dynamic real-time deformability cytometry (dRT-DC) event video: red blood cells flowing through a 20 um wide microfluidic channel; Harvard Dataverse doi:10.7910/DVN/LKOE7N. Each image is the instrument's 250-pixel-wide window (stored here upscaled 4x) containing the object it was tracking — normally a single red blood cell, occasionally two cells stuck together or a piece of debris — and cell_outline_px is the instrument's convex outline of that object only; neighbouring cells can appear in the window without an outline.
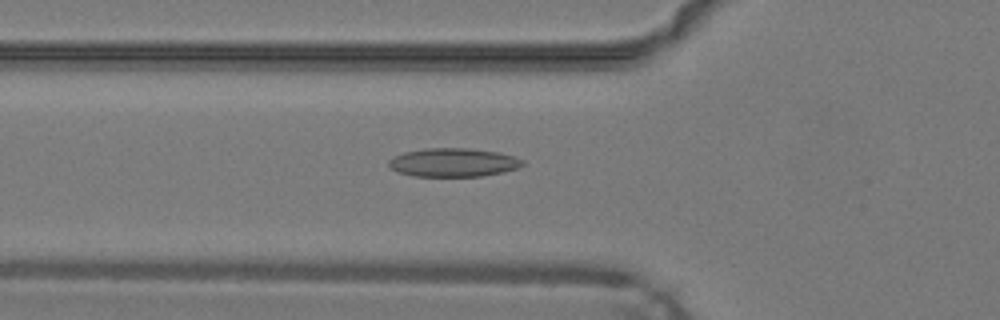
{"species": "common noctule bat (a hibernating species)", "species_latin": "Nyctalus noctula", "temperature_condition": "warm", "stored_images_in_passage": 48, "camera_frame_rate_fps": 3000, "um_per_image_px": 0.085, "animal": {"sex": "male", "body_mass_g": 19.2, "forearm_length_mm": 51.8}, "frame": {"image": 1, "passage_image": 17, "time_ms": 5.333, "image_size_px": [1000, 320], "cell_outline_px": [[524, 164], [516, 168], [504, 172], [480, 176], [412, 176], [400, 172], [392, 168], [388, 164], [388, 160], [392, 156], [404, 152], [424, 148], [468, 148], [500, 152], [516, 156], [524, 160]], "centroid_in_image_um": [38.54, 13.8], "position_along_channel_um": 87.3, "area_um2": 22.43}}
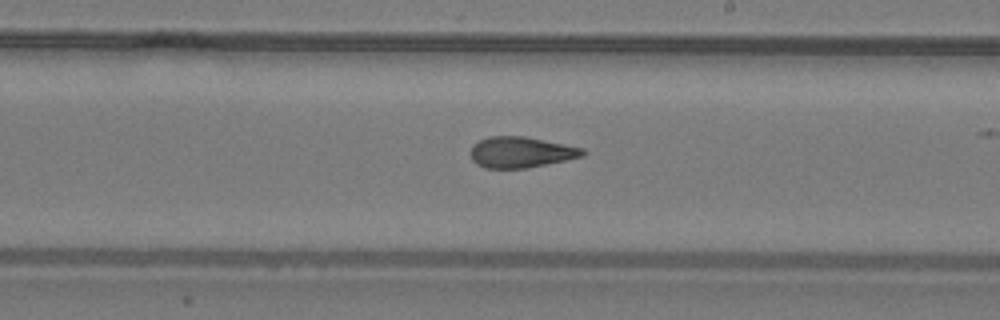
{"frame": {"image": 2, "passage_image": 28, "time_ms": 9.0, "image_size_px": [1000, 320], "cell_outline_px": [[584, 156], [524, 168], [484, 168], [476, 164], [472, 160], [472, 144], [488, 136], [524, 136], [584, 148]], "centroid_in_image_um": [44.25, 12.93], "position_along_channel_um": 244.8, "area_um2": 19.94}}
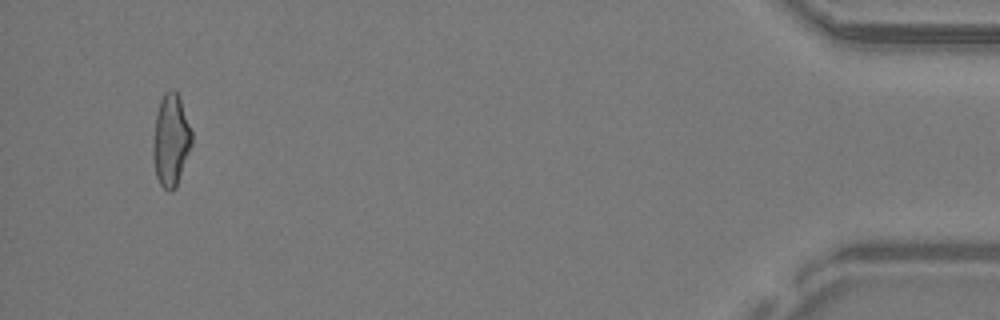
{"frame": {"image": 3, "passage_image": 46, "time_ms": 15.0, "image_size_px": [1000, 320], "cell_outline_px": [[192, 144], [176, 188], [172, 192], [168, 192], [160, 184], [156, 176], [152, 156], [152, 144], [156, 112], [160, 100], [164, 92], [172, 88], [180, 96], [192, 132]], "centroid_in_image_um": [14.51, 11.91], "position_along_channel_um": 420.7, "area_um2": 21.15}, "authors_computed_cell_mechanics": {"area_um2": 21.0392, "velocity_mm_per_s": 4.2668, "shape_relaxation_time_tau1_ms": null, "shape_relaxation_time_tau2_ms": 2.2235, "deformation_change_tau1": null, "deformation_change_tau2": 0.117}}